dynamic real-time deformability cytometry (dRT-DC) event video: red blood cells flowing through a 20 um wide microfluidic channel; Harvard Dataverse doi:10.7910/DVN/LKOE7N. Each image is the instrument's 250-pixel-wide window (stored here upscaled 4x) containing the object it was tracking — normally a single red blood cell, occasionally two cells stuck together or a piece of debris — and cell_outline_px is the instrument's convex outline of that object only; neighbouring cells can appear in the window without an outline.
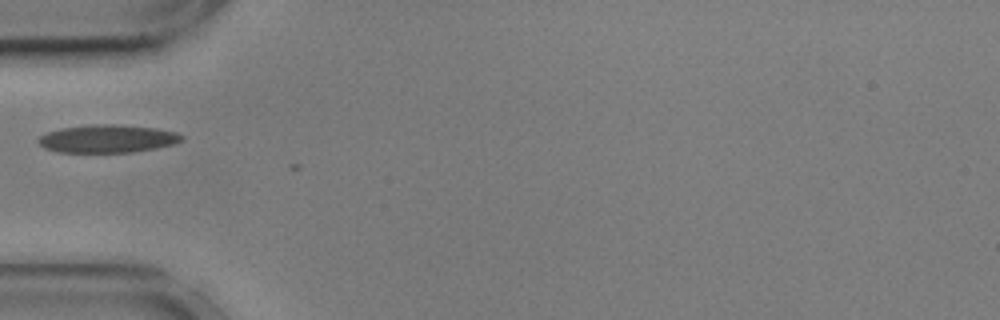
{"species": "common noctule bat (a hibernating species)", "species_latin": "Nyctalus noctula", "temperature_condition": "cold", "stored_images_in_passage": 2, "camera_frame_rate_fps": 3000, "um_per_image_px": 0.085, "animal": {"sex": "male", "body_mass_g": 17.9, "forearm_length_mm": 54.2}, "frame": {"image": 1, "passage_image": 1, "time_ms": 0.0, "image_size_px": [1000, 320], "cell_outline_px": [[184, 140], [176, 144], [156, 148], [132, 152], [56, 152], [44, 148], [36, 140], [40, 136], [48, 132], [60, 128], [92, 124], [112, 124], [156, 128], [176, 132], [184, 136]], "centroid_in_image_um": [9.15, 11.79], "position_along_channel_um": 75.8, "area_um2": 23.47}}